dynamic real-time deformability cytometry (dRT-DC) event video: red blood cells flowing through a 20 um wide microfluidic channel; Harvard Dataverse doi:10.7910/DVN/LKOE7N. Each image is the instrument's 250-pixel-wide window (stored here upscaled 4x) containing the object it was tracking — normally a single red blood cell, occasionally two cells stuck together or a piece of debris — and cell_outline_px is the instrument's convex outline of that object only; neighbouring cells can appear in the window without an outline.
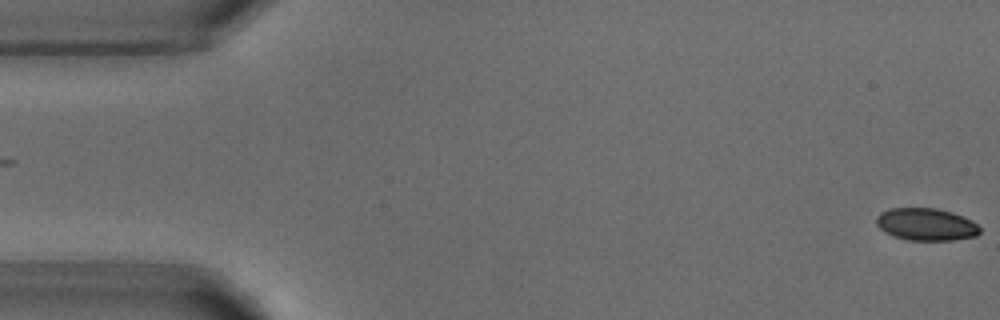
{"species": "common noctule bat (a hibernating species)", "species_latin": "Nyctalus noctula", "temperature_condition": "warm", "stored_images_in_passage": 5, "camera_frame_rate_fps": 3000, "um_per_image_px": 0.085, "animal": {"sex": "male", "body_mass_g": 18.8}, "frame": {"image": 1, "passage_image": 1, "time_ms": 0.0, "image_size_px": [1000, 320], "cell_outline_px": [[980, 232], [976, 236], [952, 240], [908, 240], [892, 236], [884, 232], [876, 224], [876, 216], [880, 212], [888, 208], [936, 208], [952, 212], [972, 220], [980, 228]], "centroid_in_image_um": [78.69, 19.07], "position_along_channel_um": 6.3, "area_um2": 19.65}}